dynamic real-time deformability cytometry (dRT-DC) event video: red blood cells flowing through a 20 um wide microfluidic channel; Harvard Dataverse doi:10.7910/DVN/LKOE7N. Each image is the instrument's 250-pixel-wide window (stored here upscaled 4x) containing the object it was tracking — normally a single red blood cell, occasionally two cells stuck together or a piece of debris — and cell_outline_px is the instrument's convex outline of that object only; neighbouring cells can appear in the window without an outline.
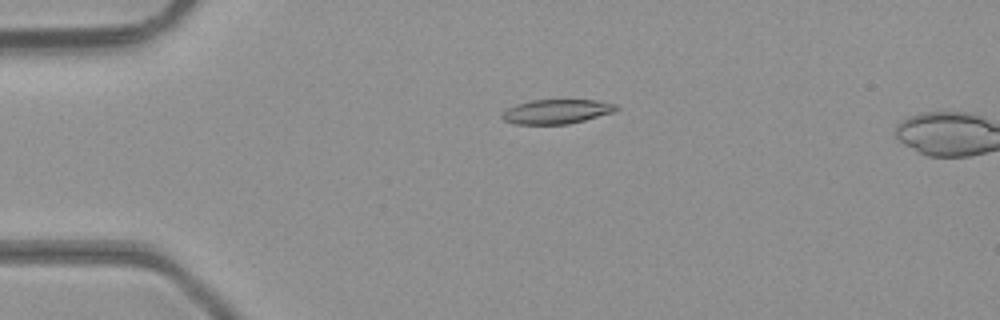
{"species": "common noctule bat (a hibernating species)", "species_latin": "Nyctalus noctula", "temperature_condition": "room temperature", "stored_images_in_passage": 7, "camera_frame_rate_fps": 3000, "um_per_image_px": 0.085, "animal": {"sex": "male", "body_mass_g": 23.1, "forearm_length_mm": 52.7}, "frame": {"image": 1, "passage_image": 5, "time_ms": 1.333, "image_size_px": [1000, 320], "cell_outline_px": [[620, 108], [612, 112], [584, 120], [568, 124], [516, 124], [504, 120], [500, 116], [508, 108], [516, 104], [532, 100], [596, 100], [616, 104]], "centroid_in_image_um": [47.31, 9.48], "position_along_channel_um": 37.7, "area_um2": 16.07}}